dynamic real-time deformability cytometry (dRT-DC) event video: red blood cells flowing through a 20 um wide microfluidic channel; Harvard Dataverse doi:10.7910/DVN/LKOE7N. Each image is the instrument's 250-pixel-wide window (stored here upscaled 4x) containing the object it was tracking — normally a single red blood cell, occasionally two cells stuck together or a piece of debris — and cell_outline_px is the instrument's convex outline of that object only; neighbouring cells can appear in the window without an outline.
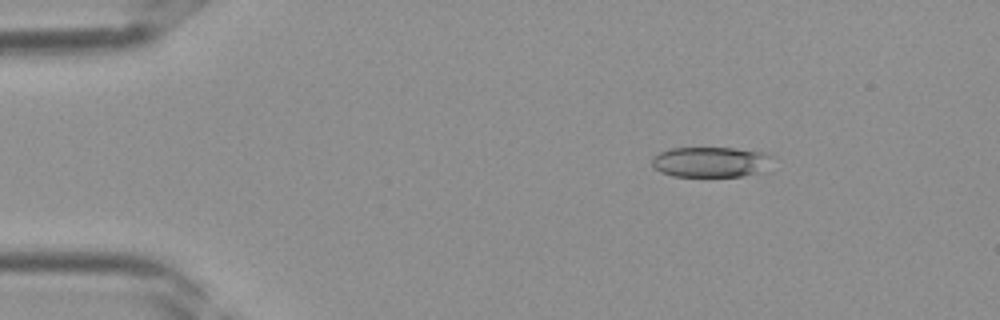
{"species": "Egyptian fruit bat (a non-hibernating species)", "species_latin": "Rousettus aegyptiacus", "temperature_condition": "room temperature", "stored_images_in_passage": 38, "camera_frame_rate_fps": 3000, "um_per_image_px": 0.085, "frame": {"image": 1, "passage_image": 6, "time_ms": 1.667, "image_size_px": [1000, 320], "cell_outline_px": [[776, 156], [772, 172], [744, 176], [672, 176], [660, 172], [652, 164], [652, 156], [660, 152], [672, 148], [736, 148], [764, 152]], "centroid_in_image_um": [60.61, 13.78], "position_along_channel_um": 24.4, "area_um2": 22.25}}
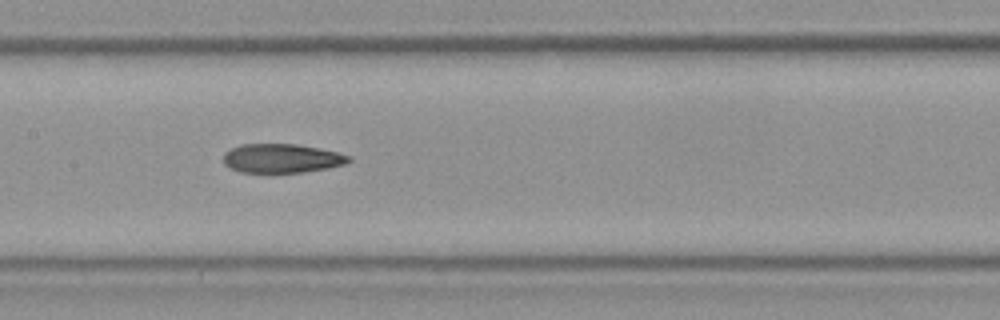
{"frame": {"image": 2, "passage_image": 19, "time_ms": 6.0, "image_size_px": [1000, 320], "cell_outline_px": [[352, 160], [344, 164], [328, 168], [304, 172], [268, 176], [240, 172], [224, 164], [224, 152], [240, 144], [296, 144], [320, 148], [352, 156]], "centroid_in_image_um": [23.93, 13.5], "position_along_channel_um": 183.5, "area_um2": 22.08}}
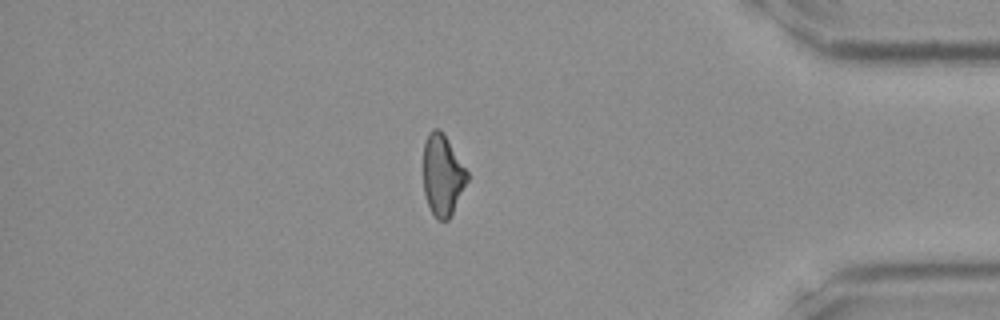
{"frame": {"image": 3, "passage_image": 33, "time_ms": 10.667, "image_size_px": [1000, 320], "cell_outline_px": [[468, 180], [448, 220], [436, 220], [428, 204], [424, 192], [424, 140], [428, 132], [432, 128], [440, 128], [468, 172]], "centroid_in_image_um": [37.6, 14.86], "position_along_channel_um": 397.6, "area_um2": 20.52}}